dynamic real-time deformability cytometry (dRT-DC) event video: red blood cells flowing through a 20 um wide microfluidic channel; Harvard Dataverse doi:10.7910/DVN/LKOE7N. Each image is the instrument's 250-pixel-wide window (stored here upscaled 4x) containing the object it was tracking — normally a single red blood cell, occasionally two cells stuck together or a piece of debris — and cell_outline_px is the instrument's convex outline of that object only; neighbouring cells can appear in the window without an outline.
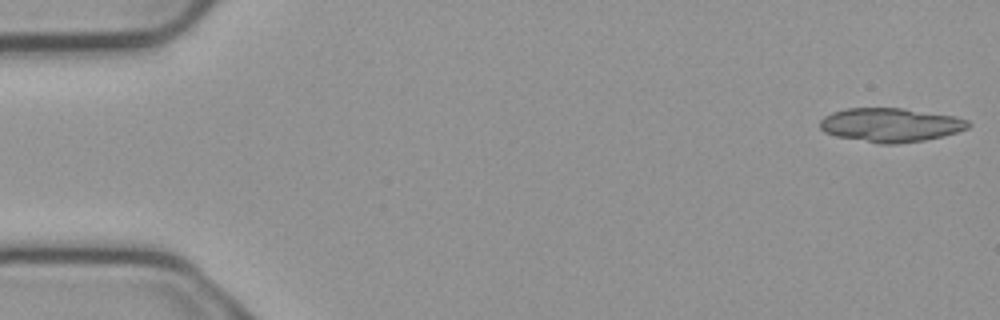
{"species": "common noctule bat (a hibernating species)", "species_latin": "Nyctalus noctula", "temperature_condition": "cold", "stored_images_in_passage": 6, "segment_of_instrument_passage": [1, 2], "camera_frame_rate_fps": 3000, "um_per_image_px": 0.085, "animal": {"sex": "male", "body_mass_g": 23.1, "forearm_length_mm": 52.7}, "frame": {"image": 1, "passage_image": 1, "time_ms": 0.0, "image_size_px": [1000, 320], "cell_outline_px": [[972, 124], [968, 128], [944, 136], [924, 140], [896, 144], [880, 144], [836, 136], [824, 132], [820, 128], [820, 120], [824, 116], [832, 112], [848, 108], [900, 108], [956, 116], [968, 120]], "centroid_in_image_um": [75.7, 10.62], "position_along_channel_um": 9.3, "area_um2": 29.36}}